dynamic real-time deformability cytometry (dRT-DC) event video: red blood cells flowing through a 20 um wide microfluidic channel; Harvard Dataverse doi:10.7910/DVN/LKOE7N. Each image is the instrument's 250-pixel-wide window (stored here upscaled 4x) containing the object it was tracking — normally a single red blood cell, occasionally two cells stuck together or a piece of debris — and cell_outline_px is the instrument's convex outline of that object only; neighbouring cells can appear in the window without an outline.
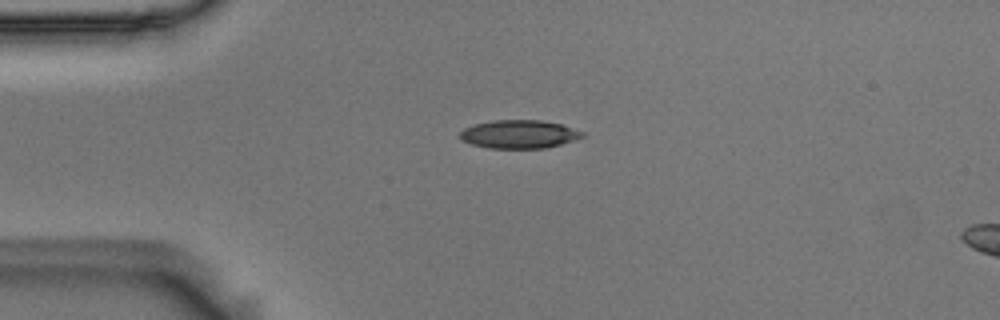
{"species": "Egyptian fruit bat (a non-hibernating species)", "species_latin": "Rousettus aegyptiacus", "temperature_condition": "room temperature", "stored_images_in_passage": 45, "camera_frame_rate_fps": 3000, "um_per_image_px": 0.085, "animal": {"sex": "male"}, "frame": {"image": 1, "passage_image": 3, "time_ms": 0.667, "image_size_px": [1000, 320], "cell_outline_px": [[584, 136], [576, 140], [544, 148], [488, 148], [472, 144], [460, 140], [460, 132], [464, 128], [476, 124], [492, 120], [540, 120], [560, 124], [584, 132]], "centroid_in_image_um": [44.11, 11.41], "position_along_channel_um": 40.9, "area_um2": 20.11}}
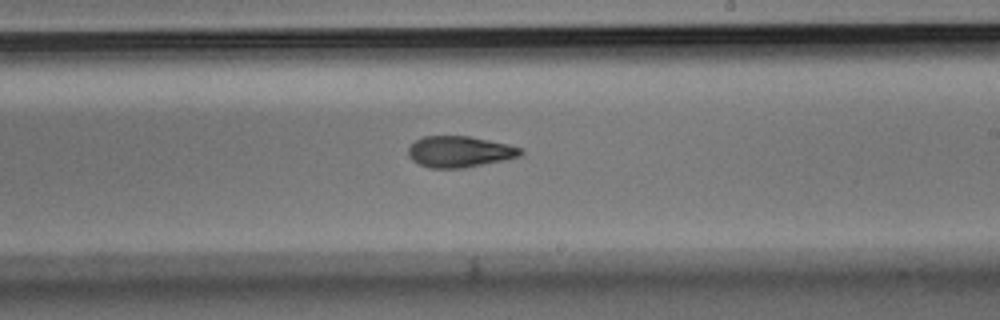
{"frame": {"image": 2, "passage_image": 22, "time_ms": 7.0, "image_size_px": [1000, 320], "cell_outline_px": [[524, 152], [520, 156], [504, 160], [464, 168], [428, 168], [412, 160], [408, 156], [408, 148], [416, 140], [424, 136], [468, 136], [508, 144], [524, 148]], "centroid_in_image_um": [39.08, 12.9], "position_along_channel_um": 249.9, "area_um2": 20.46}}
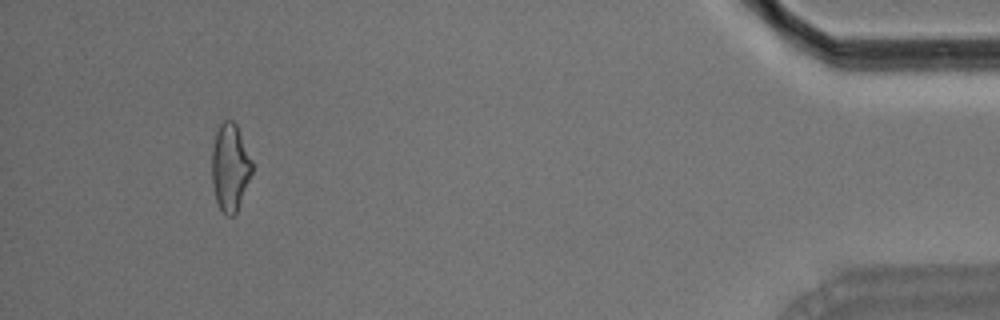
{"frame": {"image": 3, "passage_image": 41, "time_ms": 13.333, "image_size_px": [1000, 320], "cell_outline_px": [[252, 172], [236, 212], [232, 216], [228, 216], [220, 208], [216, 200], [212, 184], [212, 148], [216, 132], [220, 124], [224, 120], [232, 120], [236, 124], [252, 160]], "centroid_in_image_um": [19.54, 14.2], "position_along_channel_um": 415.7, "area_um2": 20.17}, "authors_computed_cell_mechanics": {"area_um2": 20.4612, "velocity_mm_per_s": 3.6785, "shape_relaxation_time_tau1_ms": 10.0381, "shape_relaxation_time_tau2_ms": 5.0825, "deformation_change_tau1": 0.214, "deformation_change_tau2": 0.1363}}